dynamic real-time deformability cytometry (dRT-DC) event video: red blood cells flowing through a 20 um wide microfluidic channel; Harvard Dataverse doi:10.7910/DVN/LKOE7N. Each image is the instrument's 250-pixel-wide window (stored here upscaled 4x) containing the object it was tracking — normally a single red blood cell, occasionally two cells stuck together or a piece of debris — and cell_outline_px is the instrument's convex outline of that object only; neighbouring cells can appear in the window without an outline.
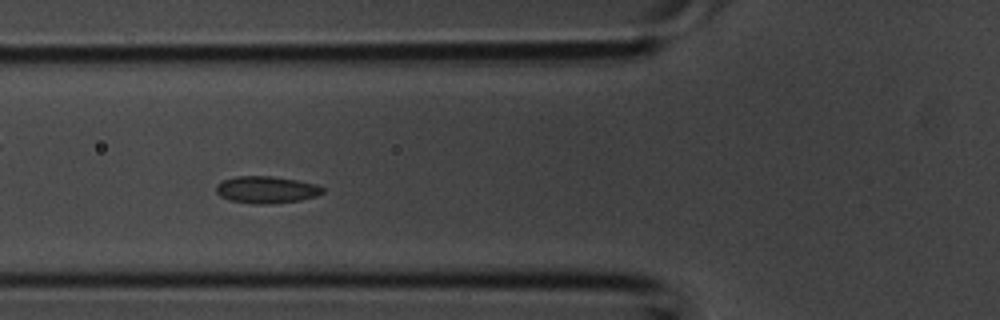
{"species": "common noctule bat (a hibernating species)", "species_latin": "Nyctalus noctula", "temperature_condition": "room temperature", "stored_images_in_passage": 34, "camera_frame_rate_fps": 3000, "um_per_image_px": 0.085, "animal": {"sex": "male", "body_mass_g": 20.1, "forearm_length_mm": 53.5}, "frame": {"image": 1, "passage_image": 10, "time_ms": 3.0, "image_size_px": [1000, 320], "cell_outline_px": [[324, 192], [316, 196], [300, 200], [268, 204], [252, 204], [228, 200], [220, 196], [216, 192], [216, 184], [220, 180], [236, 176], [272, 176], [296, 180], [316, 184], [324, 188]], "centroid_in_image_um": [22.6, 16.12], "position_along_channel_um": 103.2, "area_um2": 16.94}}
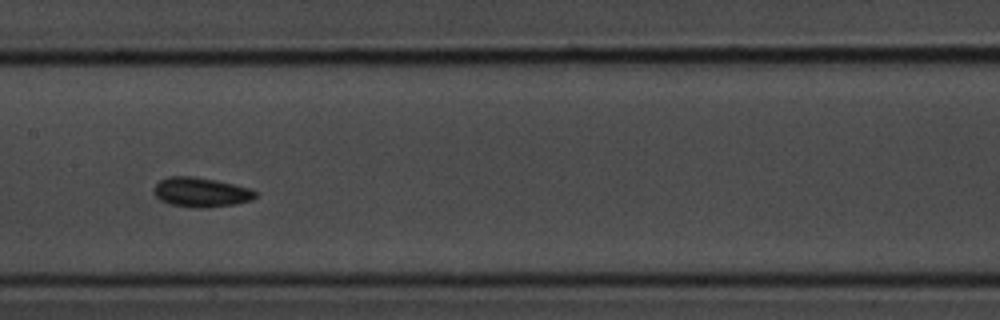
{"frame": {"image": 2, "passage_image": 15, "time_ms": 4.667, "image_size_px": [1000, 320], "cell_outline_px": [[256, 196], [252, 200], [236, 204], [208, 208], [196, 208], [168, 204], [160, 200], [156, 196], [152, 188], [160, 180], [168, 176], [192, 176], [216, 180], [248, 188], [256, 192]], "centroid_in_image_um": [17.05, 16.35], "position_along_channel_um": 190.4, "area_um2": 17.57}}
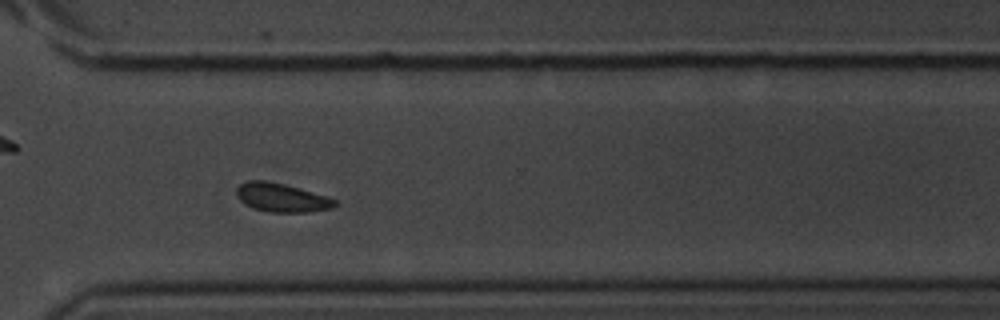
{"frame": {"image": 3, "passage_image": 24, "time_ms": 7.667, "image_size_px": [1000, 320], "cell_outline_px": [[340, 204], [332, 208], [312, 212], [272, 212], [256, 208], [240, 200], [236, 192], [236, 188], [240, 184], [248, 180], [264, 180], [284, 184], [324, 196], [336, 200]], "centroid_in_image_um": [23.96, 16.8], "position_along_channel_um": 346.6, "area_um2": 16.13}}